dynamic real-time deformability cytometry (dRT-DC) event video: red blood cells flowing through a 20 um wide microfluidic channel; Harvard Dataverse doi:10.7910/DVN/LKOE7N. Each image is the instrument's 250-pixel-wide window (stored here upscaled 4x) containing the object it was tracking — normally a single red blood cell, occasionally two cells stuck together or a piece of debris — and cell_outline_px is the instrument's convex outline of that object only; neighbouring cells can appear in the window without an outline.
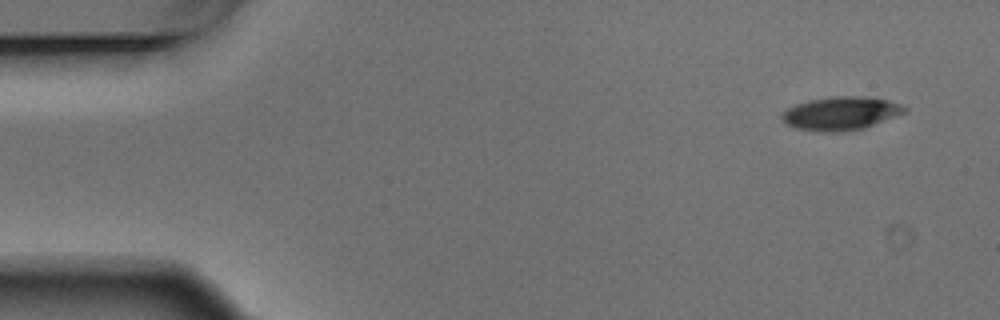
{"species": "Egyptian fruit bat (a non-hibernating species)", "species_latin": "Rousettus aegyptiacus", "temperature_condition": "warm", "stored_images_in_passage": 9, "camera_frame_rate_fps": 3000, "um_per_image_px": 0.085, "animal": {"sex": "male"}, "frame": {"image": 1, "passage_image": 1, "time_ms": 0.0, "image_size_px": [1000, 320], "cell_outline_px": [[908, 112], [864, 128], [840, 132], [820, 132], [796, 128], [788, 124], [780, 116], [788, 108], [796, 104], [808, 100], [832, 96], [868, 96], [888, 100], [900, 104], [908, 108]], "centroid_in_image_um": [71.52, 9.63], "position_along_channel_um": 13.5, "area_um2": 23.99}}
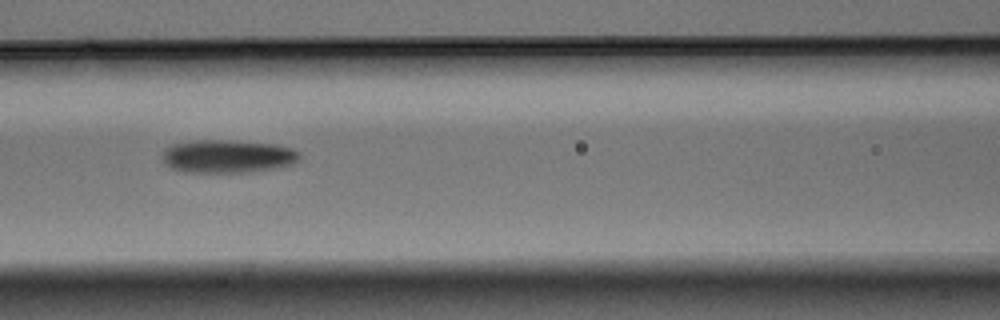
{"frame": {"image": 2, "passage_image": 6, "time_ms": 1.667, "image_size_px": [1000, 320], "cell_outline_px": [[300, 156], [292, 164], [272, 168], [248, 172], [184, 172], [172, 168], [164, 164], [160, 156], [160, 152], [164, 148], [172, 144], [192, 140], [236, 140], [276, 144], [292, 148], [300, 152]], "centroid_in_image_um": [19.27, 13.27], "position_along_channel_um": 147.3, "area_um2": 26.82}}
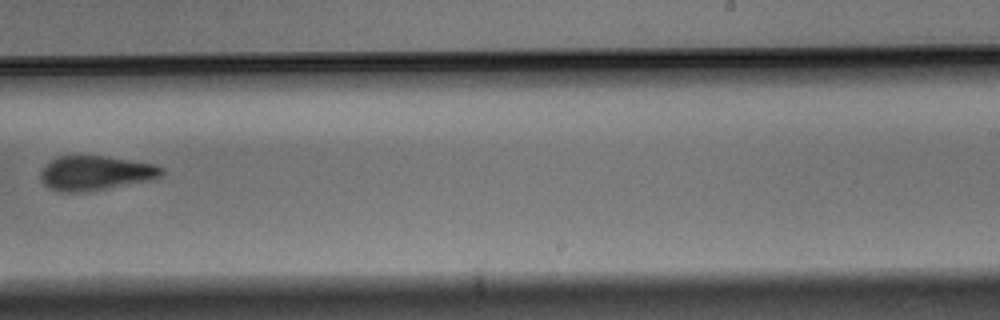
{"frame": {"image": 3, "passage_image": 9, "time_ms": 2.667, "image_size_px": [1000, 320], "cell_outline_px": [[164, 172], [160, 176], [144, 180], [100, 188], [76, 192], [60, 192], [44, 184], [40, 180], [40, 172], [52, 160], [60, 156], [108, 156], [156, 164], [164, 168]], "centroid_in_image_um": [8.1, 14.67], "position_along_channel_um": 280.9, "area_um2": 23.52}}